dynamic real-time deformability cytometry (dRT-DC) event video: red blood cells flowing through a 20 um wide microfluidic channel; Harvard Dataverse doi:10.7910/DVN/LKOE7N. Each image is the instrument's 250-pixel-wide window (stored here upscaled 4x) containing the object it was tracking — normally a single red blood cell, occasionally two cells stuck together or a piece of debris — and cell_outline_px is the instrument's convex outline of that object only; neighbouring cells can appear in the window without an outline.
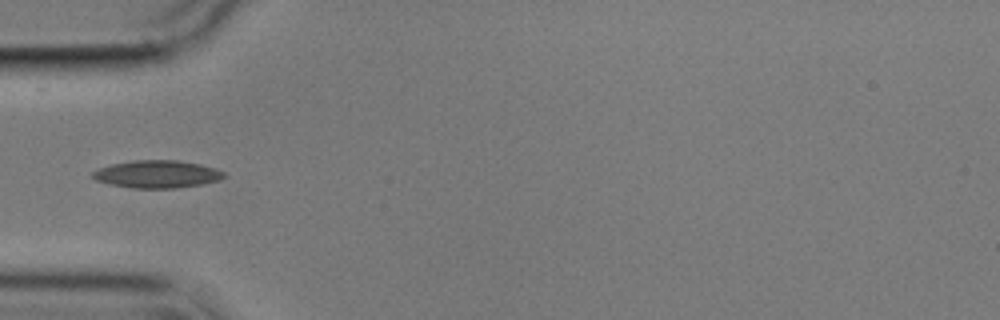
{"species": "common noctule bat (a hibernating species)", "species_latin": "Nyctalus noctula", "temperature_condition": "cold", "stored_images_in_passage": 8, "camera_frame_rate_fps": 3000, "um_per_image_px": 0.085, "animal": {"sex": "male", "body_mass_g": 17.9}, "frame": {"image": 1, "passage_image": 1, "time_ms": 0.0, "image_size_px": [1000, 320], "cell_outline_px": [[224, 176], [220, 180], [200, 184], [176, 188], [132, 188], [112, 184], [96, 180], [92, 176], [92, 172], [100, 168], [112, 164], [136, 160], [176, 160], [200, 164], [224, 172]], "centroid_in_image_um": [13.34, 14.8], "position_along_channel_um": 71.7, "area_um2": 20.75}}